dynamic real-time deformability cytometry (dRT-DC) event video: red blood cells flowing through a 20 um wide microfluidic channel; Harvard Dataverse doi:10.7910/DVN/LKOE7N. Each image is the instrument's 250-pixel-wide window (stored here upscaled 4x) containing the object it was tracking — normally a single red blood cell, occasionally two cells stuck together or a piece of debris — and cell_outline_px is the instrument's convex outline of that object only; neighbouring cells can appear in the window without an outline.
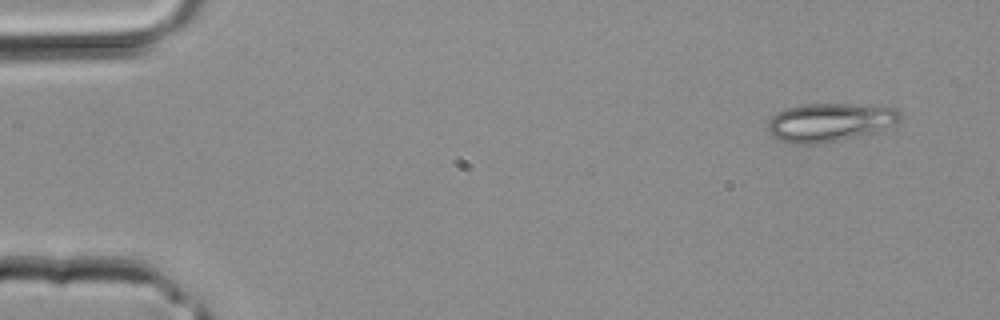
{"species": "common noctule bat (a hibernating species)", "species_latin": "Nyctalus noctula", "temperature_condition": "room temperature", "stored_images_in_passage": 2, "camera_frame_rate_fps": 3000, "um_per_image_px": 0.085, "animal": {"sex": "male", "body_mass_g": 20.4}, "frame": {"image": 1, "passage_image": 1, "time_ms": 0.0, "image_size_px": [1000, 320], "cell_outline_px": [[900, 120], [896, 124], [880, 132], [820, 144], [792, 144], [780, 140], [772, 136], [768, 128], [768, 120], [772, 116], [788, 108], [804, 104], [844, 104], [896, 108], [900, 112]], "centroid_in_image_um": [70.56, 10.42], "position_along_channel_um": 14.4, "area_um2": 29.71}}